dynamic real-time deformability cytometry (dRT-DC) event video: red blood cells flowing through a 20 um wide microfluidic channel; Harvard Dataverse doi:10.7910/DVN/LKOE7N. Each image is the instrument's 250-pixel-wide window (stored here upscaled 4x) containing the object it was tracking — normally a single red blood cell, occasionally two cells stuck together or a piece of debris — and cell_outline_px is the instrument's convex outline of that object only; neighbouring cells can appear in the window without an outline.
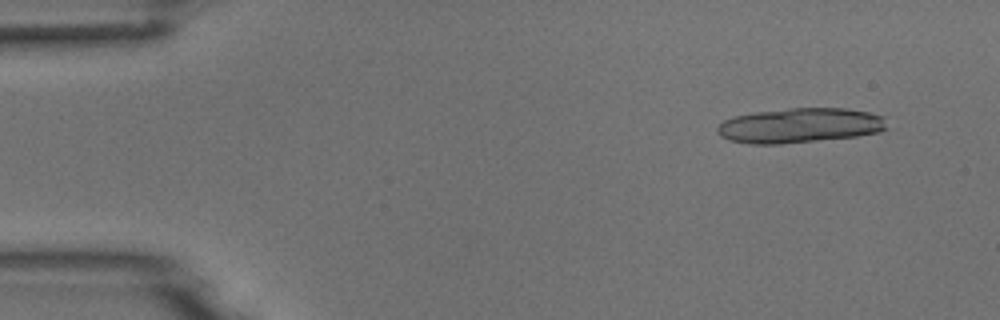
{"species": "common noctule bat (a hibernating species)", "species_latin": "Nyctalus noctula", "temperature_condition": "room temperature", "stored_images_in_passage": 18, "camera_frame_rate_fps": 3000, "um_per_image_px": 0.085, "animal": {"sex": "male", "body_mass_g": 18.8}, "frame": {"image": 1, "passage_image": 4, "time_ms": 1.0, "image_size_px": [1000, 320], "cell_outline_px": [[888, 128], [880, 132], [856, 136], [780, 144], [752, 144], [728, 140], [720, 136], [716, 132], [716, 128], [724, 120], [732, 116], [756, 112], [788, 108], [848, 108], [868, 112], [884, 116]], "centroid_in_image_um": [67.98, 10.66], "position_along_channel_um": 17.0, "area_um2": 34.62}}